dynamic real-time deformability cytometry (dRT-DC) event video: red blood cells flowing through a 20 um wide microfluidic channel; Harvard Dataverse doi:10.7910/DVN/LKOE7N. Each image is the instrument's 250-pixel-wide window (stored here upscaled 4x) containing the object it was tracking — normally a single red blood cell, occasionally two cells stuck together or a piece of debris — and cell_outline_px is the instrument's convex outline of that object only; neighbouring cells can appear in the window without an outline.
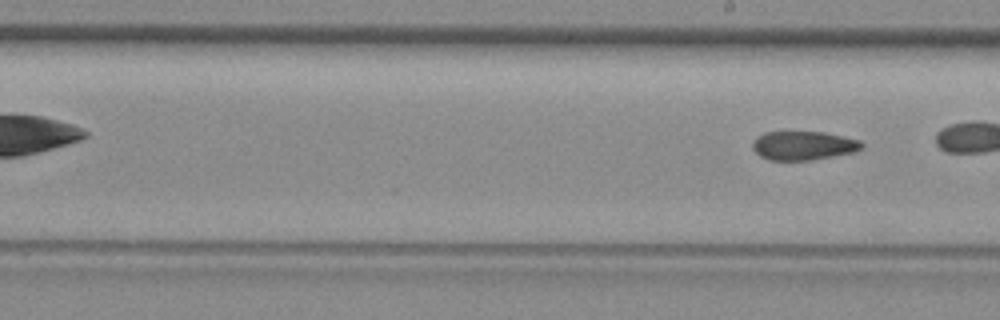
{"species": "common noctule bat (a hibernating species)", "species_latin": "Nyctalus noctula", "temperature_condition": "room temperature", "stored_images_in_passage": 8, "camera_frame_rate_fps": 3000, "um_per_image_px": 0.085, "animal": {"sex": "female", "body_mass_g": 29.2, "forearm_length_mm": 56.3}, "frame": {"image": 1, "passage_image": 8, "time_ms": 2.333, "image_size_px": [1000, 320], "cell_outline_px": [[864, 148], [852, 152], [832, 156], [808, 160], [768, 160], [760, 156], [752, 148], [752, 140], [756, 136], [764, 132], [824, 132], [860, 140], [864, 144]], "centroid_in_image_um": [68.25, 12.36], "position_along_channel_um": 220.7, "area_um2": 18.38}}